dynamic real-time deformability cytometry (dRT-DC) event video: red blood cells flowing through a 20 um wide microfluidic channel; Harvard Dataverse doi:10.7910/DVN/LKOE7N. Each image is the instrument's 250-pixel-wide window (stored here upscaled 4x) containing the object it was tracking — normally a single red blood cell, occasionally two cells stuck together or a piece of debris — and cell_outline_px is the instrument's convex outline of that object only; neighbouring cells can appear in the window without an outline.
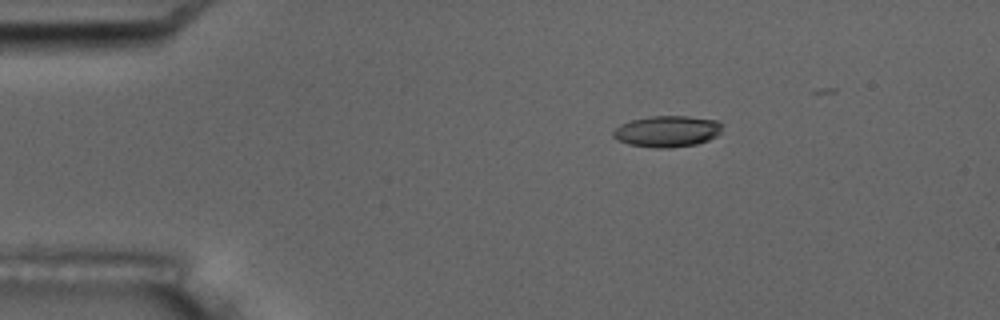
{"species": "common noctule bat (a hibernating species)", "species_latin": "Nyctalus noctula", "temperature_condition": "room temperature", "stored_images_in_passage": 6, "camera_frame_rate_fps": 3000, "um_per_image_px": 0.085, "animal": {"sex": "male", "body_mass_g": 17.5, "forearm_length_mm": 52.3}, "frame": {"image": 1, "passage_image": 4, "time_ms": 3.333, "image_size_px": [1000, 320], "cell_outline_px": [[724, 124], [720, 132], [716, 136], [708, 140], [696, 144], [668, 148], [656, 148], [628, 144], [616, 140], [612, 136], [612, 132], [620, 124], [632, 120], [648, 116], [688, 116], [716, 120]], "centroid_in_image_um": [56.7, 11.16], "position_along_channel_um": 28.3, "area_um2": 20.0}}